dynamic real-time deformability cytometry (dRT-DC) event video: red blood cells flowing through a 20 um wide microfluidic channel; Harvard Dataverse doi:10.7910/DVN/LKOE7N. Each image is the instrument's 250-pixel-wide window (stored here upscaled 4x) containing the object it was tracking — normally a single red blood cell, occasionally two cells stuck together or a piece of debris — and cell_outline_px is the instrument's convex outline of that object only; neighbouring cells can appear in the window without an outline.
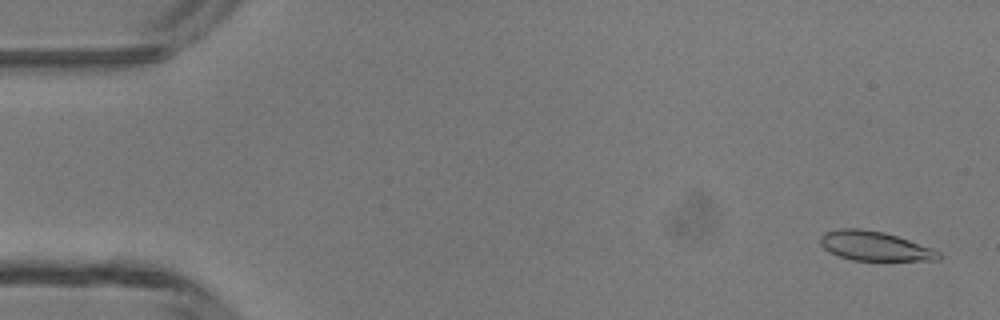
{"species": "common noctule bat (a hibernating species)", "species_latin": "Nyctalus noctula", "temperature_condition": "room temperature", "stored_images_in_passage": 47, "camera_frame_rate_fps": 3000, "um_per_image_px": 0.085, "animal": {"sex": "male", "body_mass_g": 13.3}, "frame": {"image": 1, "passage_image": 2, "time_ms": 0.333, "image_size_px": [1000, 320], "cell_outline_px": [[944, 256], [936, 260], [852, 260], [840, 256], [824, 248], [820, 244], [820, 236], [824, 232], [840, 228], [860, 228], [884, 232], [932, 248], [940, 252]], "centroid_in_image_um": [74.34, 20.9], "position_along_channel_um": 10.7, "area_um2": 20.11}}
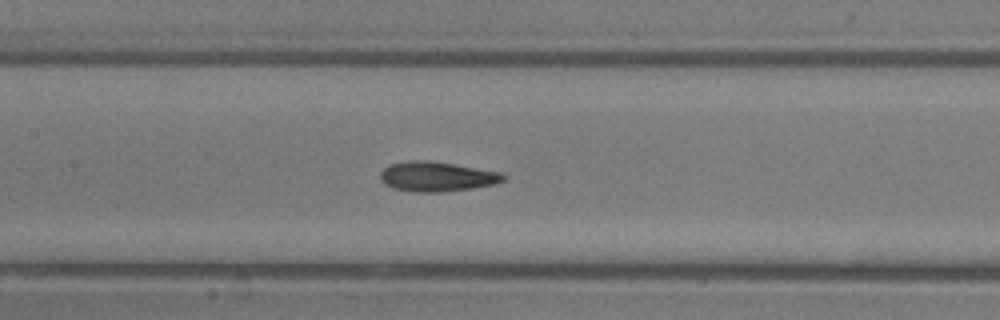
{"frame": {"image": 2, "passage_image": 22, "time_ms": 7.0, "image_size_px": [1000, 320], "cell_outline_px": [[508, 176], [504, 180], [496, 184], [472, 188], [440, 192], [416, 192], [392, 188], [384, 184], [380, 180], [380, 172], [388, 164], [408, 160], [424, 160], [452, 164], [500, 172]], "centroid_in_image_um": [37.1, 15.01], "position_along_channel_um": 170.3, "area_um2": 21.39}}
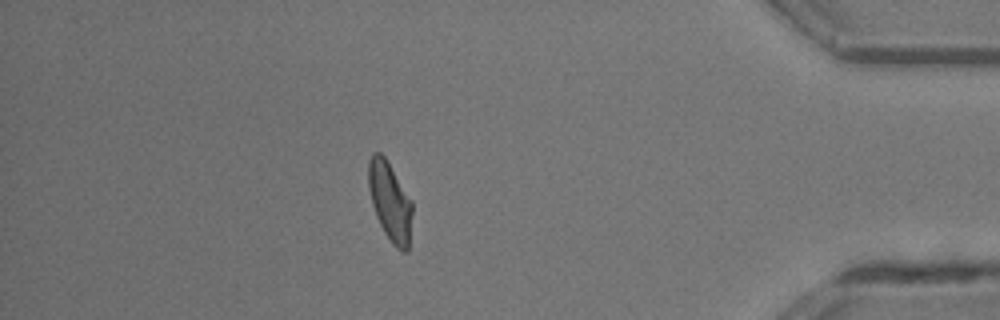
{"frame": {"image": 3, "passage_image": 41, "time_ms": 13.333, "image_size_px": [1000, 320], "cell_outline_px": [[412, 212], [408, 252], [400, 252], [392, 244], [384, 232], [376, 216], [372, 204], [368, 188], [368, 160], [372, 152], [380, 152], [384, 156], [412, 200]], "centroid_in_image_um": [33.14, 17.14], "position_along_channel_um": 402.1, "area_um2": 20.29}, "authors_computed_cell_mechanics": {"area_um2": 20.6924, "velocity_mm_per_s": 4.3811, "shape_relaxation_time_tau1_ms": 5.5565, "shape_relaxation_time_tau2_ms": 1.6321, "deformation_change_tau1": 0.1632, "deformation_change_tau2": 0.0784}}